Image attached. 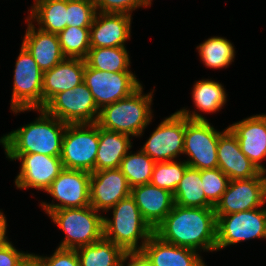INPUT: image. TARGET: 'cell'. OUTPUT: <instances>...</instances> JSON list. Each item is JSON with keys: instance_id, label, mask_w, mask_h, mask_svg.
Returning <instances> with one entry per match:
<instances>
[{"instance_id": "obj_43", "label": "cell", "mask_w": 266, "mask_h": 266, "mask_svg": "<svg viewBox=\"0 0 266 266\" xmlns=\"http://www.w3.org/2000/svg\"><path fill=\"white\" fill-rule=\"evenodd\" d=\"M147 1H148V6H150V5H151V1H152V0H147Z\"/></svg>"}, {"instance_id": "obj_19", "label": "cell", "mask_w": 266, "mask_h": 266, "mask_svg": "<svg viewBox=\"0 0 266 266\" xmlns=\"http://www.w3.org/2000/svg\"><path fill=\"white\" fill-rule=\"evenodd\" d=\"M217 158L218 168L230 180L250 179L260 173V170L241 152L235 134L228 127L220 133Z\"/></svg>"}, {"instance_id": "obj_14", "label": "cell", "mask_w": 266, "mask_h": 266, "mask_svg": "<svg viewBox=\"0 0 266 266\" xmlns=\"http://www.w3.org/2000/svg\"><path fill=\"white\" fill-rule=\"evenodd\" d=\"M10 160L21 162L20 172L15 178L19 189L36 188L46 191L53 180L64 169L60 157L43 154H6Z\"/></svg>"}, {"instance_id": "obj_9", "label": "cell", "mask_w": 266, "mask_h": 266, "mask_svg": "<svg viewBox=\"0 0 266 266\" xmlns=\"http://www.w3.org/2000/svg\"><path fill=\"white\" fill-rule=\"evenodd\" d=\"M216 218V251L249 239L266 238V207Z\"/></svg>"}, {"instance_id": "obj_20", "label": "cell", "mask_w": 266, "mask_h": 266, "mask_svg": "<svg viewBox=\"0 0 266 266\" xmlns=\"http://www.w3.org/2000/svg\"><path fill=\"white\" fill-rule=\"evenodd\" d=\"M85 59L66 57L43 72L42 109L59 92L72 90L84 82Z\"/></svg>"}, {"instance_id": "obj_15", "label": "cell", "mask_w": 266, "mask_h": 266, "mask_svg": "<svg viewBox=\"0 0 266 266\" xmlns=\"http://www.w3.org/2000/svg\"><path fill=\"white\" fill-rule=\"evenodd\" d=\"M265 206L263 174L250 179L230 180L214 206L216 215H228Z\"/></svg>"}, {"instance_id": "obj_29", "label": "cell", "mask_w": 266, "mask_h": 266, "mask_svg": "<svg viewBox=\"0 0 266 266\" xmlns=\"http://www.w3.org/2000/svg\"><path fill=\"white\" fill-rule=\"evenodd\" d=\"M199 56L208 68L220 69L228 67L235 57L233 44L223 37L208 38L196 48Z\"/></svg>"}, {"instance_id": "obj_31", "label": "cell", "mask_w": 266, "mask_h": 266, "mask_svg": "<svg viewBox=\"0 0 266 266\" xmlns=\"http://www.w3.org/2000/svg\"><path fill=\"white\" fill-rule=\"evenodd\" d=\"M127 153L121 161L119 169L125 175L129 186L150 183L155 161L141 149L137 153Z\"/></svg>"}, {"instance_id": "obj_25", "label": "cell", "mask_w": 266, "mask_h": 266, "mask_svg": "<svg viewBox=\"0 0 266 266\" xmlns=\"http://www.w3.org/2000/svg\"><path fill=\"white\" fill-rule=\"evenodd\" d=\"M29 19L37 22L39 29L58 34L67 27V0H34Z\"/></svg>"}, {"instance_id": "obj_3", "label": "cell", "mask_w": 266, "mask_h": 266, "mask_svg": "<svg viewBox=\"0 0 266 266\" xmlns=\"http://www.w3.org/2000/svg\"><path fill=\"white\" fill-rule=\"evenodd\" d=\"M142 92L143 86L141 85L128 97L102 107L99 110L96 124L108 131L141 136L153 117L150 106L154 91L149 94Z\"/></svg>"}, {"instance_id": "obj_35", "label": "cell", "mask_w": 266, "mask_h": 266, "mask_svg": "<svg viewBox=\"0 0 266 266\" xmlns=\"http://www.w3.org/2000/svg\"><path fill=\"white\" fill-rule=\"evenodd\" d=\"M201 181L205 197L215 206L230 182L229 177L220 169L201 170Z\"/></svg>"}, {"instance_id": "obj_5", "label": "cell", "mask_w": 266, "mask_h": 266, "mask_svg": "<svg viewBox=\"0 0 266 266\" xmlns=\"http://www.w3.org/2000/svg\"><path fill=\"white\" fill-rule=\"evenodd\" d=\"M178 112L186 117L183 154L190 159L184 161L199 170L218 168L217 145L221 132L195 111L180 109Z\"/></svg>"}, {"instance_id": "obj_23", "label": "cell", "mask_w": 266, "mask_h": 266, "mask_svg": "<svg viewBox=\"0 0 266 266\" xmlns=\"http://www.w3.org/2000/svg\"><path fill=\"white\" fill-rule=\"evenodd\" d=\"M154 266H201L198 251L161 240L154 233L140 251Z\"/></svg>"}, {"instance_id": "obj_38", "label": "cell", "mask_w": 266, "mask_h": 266, "mask_svg": "<svg viewBox=\"0 0 266 266\" xmlns=\"http://www.w3.org/2000/svg\"><path fill=\"white\" fill-rule=\"evenodd\" d=\"M10 240L0 245V266H17L21 259L27 254L18 251Z\"/></svg>"}, {"instance_id": "obj_30", "label": "cell", "mask_w": 266, "mask_h": 266, "mask_svg": "<svg viewBox=\"0 0 266 266\" xmlns=\"http://www.w3.org/2000/svg\"><path fill=\"white\" fill-rule=\"evenodd\" d=\"M226 95L223 85L211 79L197 81L192 90L195 106L206 113L219 111L226 103Z\"/></svg>"}, {"instance_id": "obj_16", "label": "cell", "mask_w": 266, "mask_h": 266, "mask_svg": "<svg viewBox=\"0 0 266 266\" xmlns=\"http://www.w3.org/2000/svg\"><path fill=\"white\" fill-rule=\"evenodd\" d=\"M130 195L131 187L119 168L91 173L90 206L96 211L107 212L121 199Z\"/></svg>"}, {"instance_id": "obj_36", "label": "cell", "mask_w": 266, "mask_h": 266, "mask_svg": "<svg viewBox=\"0 0 266 266\" xmlns=\"http://www.w3.org/2000/svg\"><path fill=\"white\" fill-rule=\"evenodd\" d=\"M96 11L101 13H125L131 15L139 7L148 6L147 0H94ZM100 9V10H99Z\"/></svg>"}, {"instance_id": "obj_8", "label": "cell", "mask_w": 266, "mask_h": 266, "mask_svg": "<svg viewBox=\"0 0 266 266\" xmlns=\"http://www.w3.org/2000/svg\"><path fill=\"white\" fill-rule=\"evenodd\" d=\"M43 72L29 51L21 45L14 69L11 110L18 112L42 109Z\"/></svg>"}, {"instance_id": "obj_7", "label": "cell", "mask_w": 266, "mask_h": 266, "mask_svg": "<svg viewBox=\"0 0 266 266\" xmlns=\"http://www.w3.org/2000/svg\"><path fill=\"white\" fill-rule=\"evenodd\" d=\"M99 146V126L96 123L67 124L60 159L66 169L95 172Z\"/></svg>"}, {"instance_id": "obj_22", "label": "cell", "mask_w": 266, "mask_h": 266, "mask_svg": "<svg viewBox=\"0 0 266 266\" xmlns=\"http://www.w3.org/2000/svg\"><path fill=\"white\" fill-rule=\"evenodd\" d=\"M131 196L135 199L143 218L153 229L170 213L174 206L173 194L151 183L132 187Z\"/></svg>"}, {"instance_id": "obj_32", "label": "cell", "mask_w": 266, "mask_h": 266, "mask_svg": "<svg viewBox=\"0 0 266 266\" xmlns=\"http://www.w3.org/2000/svg\"><path fill=\"white\" fill-rule=\"evenodd\" d=\"M65 57L85 59L90 46V28L67 26L58 34Z\"/></svg>"}, {"instance_id": "obj_10", "label": "cell", "mask_w": 266, "mask_h": 266, "mask_svg": "<svg viewBox=\"0 0 266 266\" xmlns=\"http://www.w3.org/2000/svg\"><path fill=\"white\" fill-rule=\"evenodd\" d=\"M43 109L67 124L96 123L100 110L84 82L72 90L59 92Z\"/></svg>"}, {"instance_id": "obj_40", "label": "cell", "mask_w": 266, "mask_h": 266, "mask_svg": "<svg viewBox=\"0 0 266 266\" xmlns=\"http://www.w3.org/2000/svg\"><path fill=\"white\" fill-rule=\"evenodd\" d=\"M17 266H41V258L40 255L27 253L21 261L17 264Z\"/></svg>"}, {"instance_id": "obj_1", "label": "cell", "mask_w": 266, "mask_h": 266, "mask_svg": "<svg viewBox=\"0 0 266 266\" xmlns=\"http://www.w3.org/2000/svg\"><path fill=\"white\" fill-rule=\"evenodd\" d=\"M217 218L214 208H190L174 204L154 229L161 240L193 250L216 251Z\"/></svg>"}, {"instance_id": "obj_21", "label": "cell", "mask_w": 266, "mask_h": 266, "mask_svg": "<svg viewBox=\"0 0 266 266\" xmlns=\"http://www.w3.org/2000/svg\"><path fill=\"white\" fill-rule=\"evenodd\" d=\"M26 20L28 27L22 45L32 55L42 72L52 69L66 58L58 35L37 29L29 19Z\"/></svg>"}, {"instance_id": "obj_6", "label": "cell", "mask_w": 266, "mask_h": 266, "mask_svg": "<svg viewBox=\"0 0 266 266\" xmlns=\"http://www.w3.org/2000/svg\"><path fill=\"white\" fill-rule=\"evenodd\" d=\"M51 220L65 232L58 248L76 250L104 237V216L92 206L51 211Z\"/></svg>"}, {"instance_id": "obj_11", "label": "cell", "mask_w": 266, "mask_h": 266, "mask_svg": "<svg viewBox=\"0 0 266 266\" xmlns=\"http://www.w3.org/2000/svg\"><path fill=\"white\" fill-rule=\"evenodd\" d=\"M90 178L89 172L64 168L45 191L59 203L42 202L41 207L48 215L51 211L59 209L89 206Z\"/></svg>"}, {"instance_id": "obj_4", "label": "cell", "mask_w": 266, "mask_h": 266, "mask_svg": "<svg viewBox=\"0 0 266 266\" xmlns=\"http://www.w3.org/2000/svg\"><path fill=\"white\" fill-rule=\"evenodd\" d=\"M113 210V219L104 216V238L121 247L125 252H140L154 233L143 218L135 199L130 195L121 199ZM139 239L141 245H138Z\"/></svg>"}, {"instance_id": "obj_42", "label": "cell", "mask_w": 266, "mask_h": 266, "mask_svg": "<svg viewBox=\"0 0 266 266\" xmlns=\"http://www.w3.org/2000/svg\"><path fill=\"white\" fill-rule=\"evenodd\" d=\"M264 181V203H266V175H263Z\"/></svg>"}, {"instance_id": "obj_33", "label": "cell", "mask_w": 266, "mask_h": 266, "mask_svg": "<svg viewBox=\"0 0 266 266\" xmlns=\"http://www.w3.org/2000/svg\"><path fill=\"white\" fill-rule=\"evenodd\" d=\"M187 167L185 161L156 162L150 183L174 194Z\"/></svg>"}, {"instance_id": "obj_37", "label": "cell", "mask_w": 266, "mask_h": 266, "mask_svg": "<svg viewBox=\"0 0 266 266\" xmlns=\"http://www.w3.org/2000/svg\"><path fill=\"white\" fill-rule=\"evenodd\" d=\"M41 266H80L76 250L57 248L50 257L40 256Z\"/></svg>"}, {"instance_id": "obj_39", "label": "cell", "mask_w": 266, "mask_h": 266, "mask_svg": "<svg viewBox=\"0 0 266 266\" xmlns=\"http://www.w3.org/2000/svg\"><path fill=\"white\" fill-rule=\"evenodd\" d=\"M129 260L127 266H154L141 252H126L122 259L121 266H125V261Z\"/></svg>"}, {"instance_id": "obj_17", "label": "cell", "mask_w": 266, "mask_h": 266, "mask_svg": "<svg viewBox=\"0 0 266 266\" xmlns=\"http://www.w3.org/2000/svg\"><path fill=\"white\" fill-rule=\"evenodd\" d=\"M228 128L235 134L241 152L249 158L260 173L266 175V168L260 164L266 159V114L254 115Z\"/></svg>"}, {"instance_id": "obj_34", "label": "cell", "mask_w": 266, "mask_h": 266, "mask_svg": "<svg viewBox=\"0 0 266 266\" xmlns=\"http://www.w3.org/2000/svg\"><path fill=\"white\" fill-rule=\"evenodd\" d=\"M96 13L94 0H67V26L90 28Z\"/></svg>"}, {"instance_id": "obj_27", "label": "cell", "mask_w": 266, "mask_h": 266, "mask_svg": "<svg viewBox=\"0 0 266 266\" xmlns=\"http://www.w3.org/2000/svg\"><path fill=\"white\" fill-rule=\"evenodd\" d=\"M80 266H121L126 253L104 237L91 245L76 249Z\"/></svg>"}, {"instance_id": "obj_26", "label": "cell", "mask_w": 266, "mask_h": 266, "mask_svg": "<svg viewBox=\"0 0 266 266\" xmlns=\"http://www.w3.org/2000/svg\"><path fill=\"white\" fill-rule=\"evenodd\" d=\"M174 204L190 208H214L205 197L201 181V170L187 167L182 180L173 194Z\"/></svg>"}, {"instance_id": "obj_28", "label": "cell", "mask_w": 266, "mask_h": 266, "mask_svg": "<svg viewBox=\"0 0 266 266\" xmlns=\"http://www.w3.org/2000/svg\"><path fill=\"white\" fill-rule=\"evenodd\" d=\"M129 53L125 47L90 48L86 64L93 69L107 72H132Z\"/></svg>"}, {"instance_id": "obj_41", "label": "cell", "mask_w": 266, "mask_h": 266, "mask_svg": "<svg viewBox=\"0 0 266 266\" xmlns=\"http://www.w3.org/2000/svg\"><path fill=\"white\" fill-rule=\"evenodd\" d=\"M6 228V216L0 211V245L8 239L6 236Z\"/></svg>"}, {"instance_id": "obj_18", "label": "cell", "mask_w": 266, "mask_h": 266, "mask_svg": "<svg viewBox=\"0 0 266 266\" xmlns=\"http://www.w3.org/2000/svg\"><path fill=\"white\" fill-rule=\"evenodd\" d=\"M131 15L97 12L90 27L91 48L126 47L131 34Z\"/></svg>"}, {"instance_id": "obj_24", "label": "cell", "mask_w": 266, "mask_h": 266, "mask_svg": "<svg viewBox=\"0 0 266 266\" xmlns=\"http://www.w3.org/2000/svg\"><path fill=\"white\" fill-rule=\"evenodd\" d=\"M131 143L129 135L99 127V146L95 161V171L119 168L122 159L132 148Z\"/></svg>"}, {"instance_id": "obj_2", "label": "cell", "mask_w": 266, "mask_h": 266, "mask_svg": "<svg viewBox=\"0 0 266 266\" xmlns=\"http://www.w3.org/2000/svg\"><path fill=\"white\" fill-rule=\"evenodd\" d=\"M40 116L30 124L3 135L0 143L5 154H43L60 157L67 123L38 109Z\"/></svg>"}, {"instance_id": "obj_13", "label": "cell", "mask_w": 266, "mask_h": 266, "mask_svg": "<svg viewBox=\"0 0 266 266\" xmlns=\"http://www.w3.org/2000/svg\"><path fill=\"white\" fill-rule=\"evenodd\" d=\"M186 117L178 111L163 119L141 150L155 162L174 161L183 154Z\"/></svg>"}, {"instance_id": "obj_12", "label": "cell", "mask_w": 266, "mask_h": 266, "mask_svg": "<svg viewBox=\"0 0 266 266\" xmlns=\"http://www.w3.org/2000/svg\"><path fill=\"white\" fill-rule=\"evenodd\" d=\"M84 83L99 109L128 97L142 84L132 72H107L90 68L85 62Z\"/></svg>"}]
</instances>
